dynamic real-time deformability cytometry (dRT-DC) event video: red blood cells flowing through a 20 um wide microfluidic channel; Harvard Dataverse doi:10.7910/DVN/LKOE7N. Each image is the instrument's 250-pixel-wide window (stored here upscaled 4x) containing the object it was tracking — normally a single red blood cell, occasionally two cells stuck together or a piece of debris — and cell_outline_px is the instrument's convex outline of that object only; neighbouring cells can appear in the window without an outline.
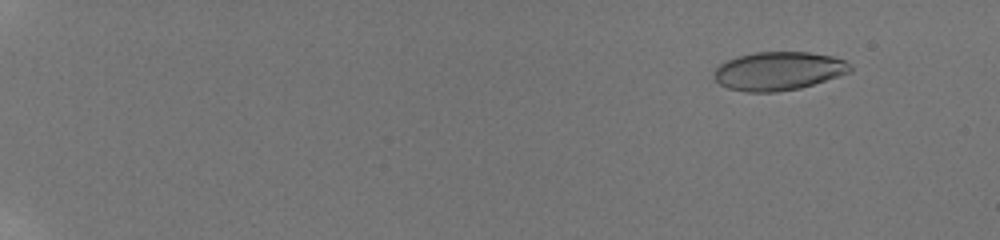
{"species": "human", "species_latin": "Homo sapiens", "temperature_condition": "room temperature", "stored_images_in_passage": 58, "camera_frame_rate_fps": 3000, "um_per_image_px": 0.085, "donor": {"sex": "male"}, "frame": {"image": 1, "passage_image": 7, "time_ms": 2.0, "image_size_px": [1000, 240], "cell_outline_px": [[852, 68], [848, 72], [800, 88], [776, 92], [748, 92], [728, 88], [720, 84], [712, 76], [716, 68], [720, 64], [728, 60], [740, 56], [756, 52], [808, 52], [832, 56], [844, 60], [852, 64]], "centroid_in_image_um": [66.15, 6.03], "position_along_channel_um": 18.8, "area_um2": 30.23}}
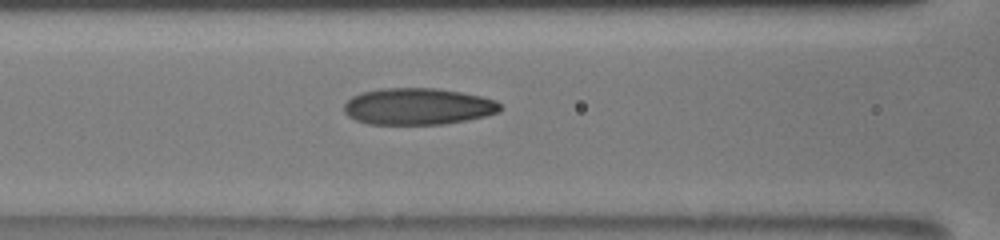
{"frame": {"image": 2, "passage_image": 30, "time_ms": 9.667, "image_size_px": [1000, 240], "cell_outline_px": [[500, 112], [468, 120], [444, 124], [368, 124], [356, 120], [348, 116], [344, 112], [344, 104], [352, 96], [364, 92], [380, 88], [436, 88], [460, 92], [480, 96], [496, 100], [500, 104]], "centroid_in_image_um": [35.52, 9.05], "position_along_channel_um": 131.1, "area_um2": 33.35}}
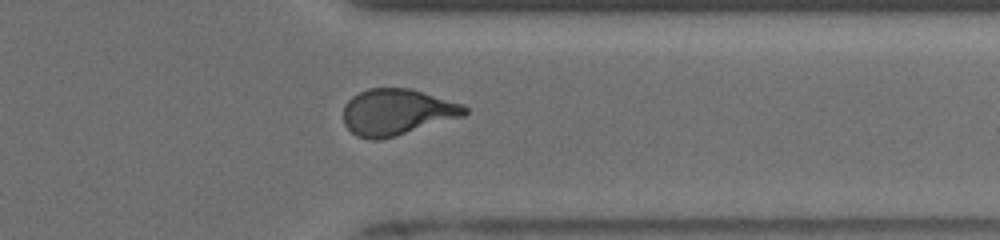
{"frame": {"image": 3, "passage_image": 49, "time_ms": 16.0, "image_size_px": [1000, 240], "cell_outline_px": [[468, 112], [464, 116], [380, 140], [372, 140], [356, 136], [344, 124], [344, 104], [352, 96], [368, 88], [408, 88], [464, 104], [468, 108]], "centroid_in_image_um": [33.73, 9.52], "position_along_channel_um": 377.7, "area_um2": 32.54}, "authors_computed_cell_mechanics": {"area_um2": 31.7322, "velocity_mm_per_s": 3.9029, "shape_relaxation_time_tau1_ms": 7.3532, "shape_relaxation_time_tau2_ms": 1.4658, "deformation_change_tau1": 0.2211, "deformation_change_tau2": 0.0924}}